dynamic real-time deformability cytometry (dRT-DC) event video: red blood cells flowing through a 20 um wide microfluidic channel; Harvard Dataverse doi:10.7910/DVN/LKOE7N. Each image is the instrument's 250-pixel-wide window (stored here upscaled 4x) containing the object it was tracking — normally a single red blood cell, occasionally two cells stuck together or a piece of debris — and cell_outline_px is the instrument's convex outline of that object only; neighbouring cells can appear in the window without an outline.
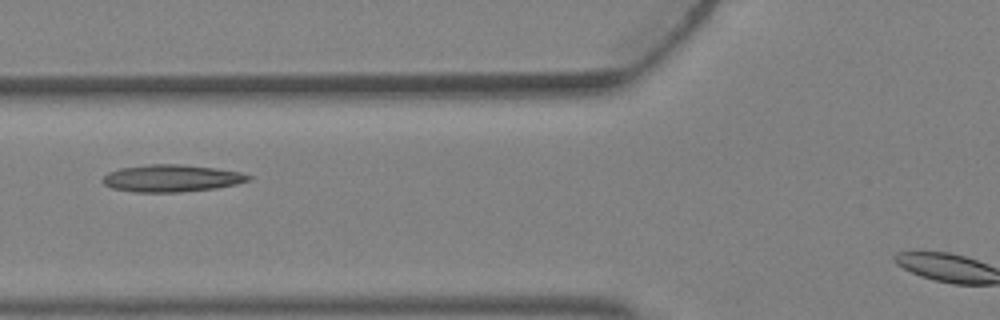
{"species": "Egyptian fruit bat (a non-hibernating species)", "species_latin": "Rousettus aegyptiacus", "temperature_condition": "warm", "stored_images_in_passage": 3, "camera_frame_rate_fps": 3000, "um_per_image_px": 0.085, "animal": {"sex": "female"}, "frame": {"image": 1, "passage_image": 3, "time_ms": 0.667, "image_size_px": [1000, 320], "cell_outline_px": [[252, 180], [236, 184], [216, 188], [180, 192], [136, 192], [112, 188], [104, 184], [100, 180], [108, 172], [120, 168], [148, 164], [180, 164], [216, 168], [240, 172], [252, 176]], "centroid_in_image_um": [14.58, 15.15], "position_along_channel_um": 111.2, "area_um2": 23.18}}